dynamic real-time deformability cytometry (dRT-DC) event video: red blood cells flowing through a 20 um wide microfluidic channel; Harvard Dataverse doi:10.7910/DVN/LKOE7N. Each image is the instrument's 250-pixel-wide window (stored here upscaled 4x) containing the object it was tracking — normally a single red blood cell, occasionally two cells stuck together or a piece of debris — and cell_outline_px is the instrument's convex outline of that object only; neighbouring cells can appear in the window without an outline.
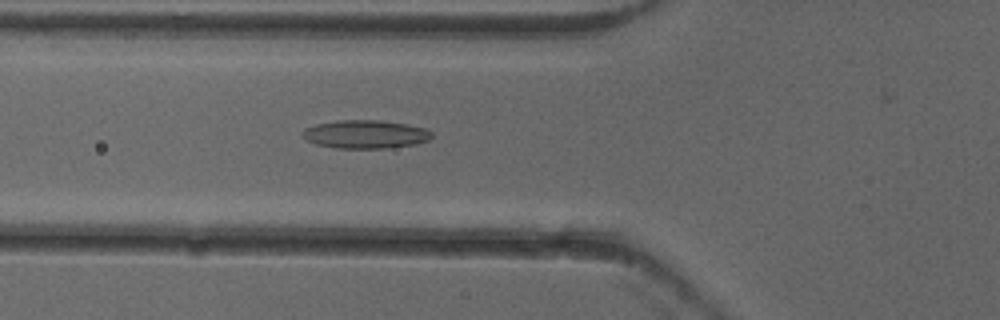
{"species": "common noctule bat (a hibernating species)", "species_latin": "Nyctalus noctula", "temperature_condition": "cold", "stored_images_in_passage": 37, "camera_frame_rate_fps": 3000, "um_per_image_px": 0.085, "animal": {"sex": "female"}, "frame": {"image": 1, "passage_image": 6, "time_ms": 1.667, "image_size_px": [1000, 320], "cell_outline_px": [[432, 136], [428, 140], [416, 144], [388, 148], [336, 148], [316, 144], [308, 140], [300, 132], [304, 128], [316, 124], [340, 120], [380, 120], [408, 124], [424, 128], [432, 132]], "centroid_in_image_um": [31.06, 11.41], "position_along_channel_um": 94.7, "area_um2": 21.33}}
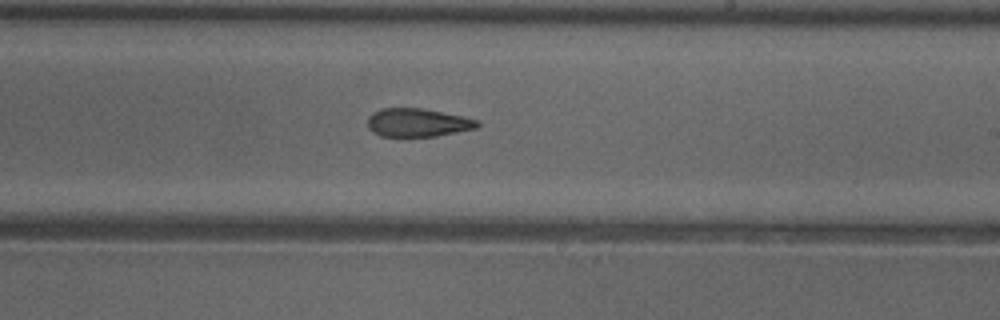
{"frame": {"image": 2, "passage_image": 18, "time_ms": 5.667, "image_size_px": [1000, 320], "cell_outline_px": [[480, 124], [476, 128], [436, 136], [380, 136], [372, 132], [368, 128], [368, 116], [372, 112], [380, 108], [420, 108], [464, 116], [476, 120]], "centroid_in_image_um": [35.46, 10.41], "position_along_channel_um": 253.5, "area_um2": 18.09}}
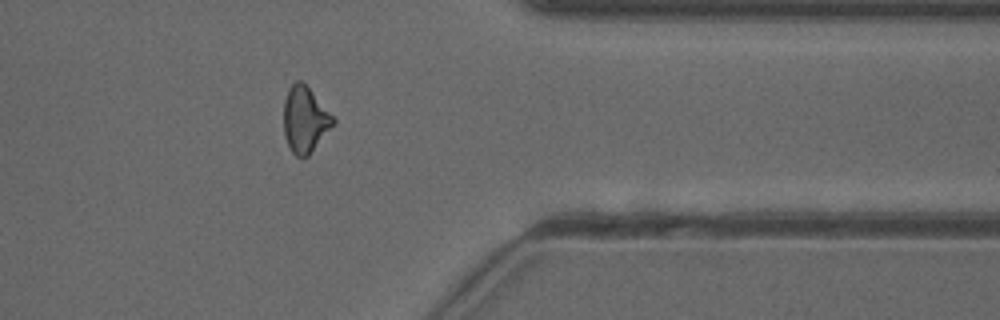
{"frame": {"image": 3, "passage_image": 29, "time_ms": 9.333, "image_size_px": [1000, 320], "cell_outline_px": [[336, 120], [308, 156], [296, 156], [292, 152], [284, 136], [284, 100], [288, 88], [296, 80], [300, 80], [308, 88]], "centroid_in_image_um": [25.88, 10.16], "position_along_channel_um": 385.5, "area_um2": 18.44}, "authors_computed_cell_mechanics": {"area_um2": 18.9584, "velocity_mm_per_s": 3.9548, "shape_relaxation_time_tau1_ms": null, "shape_relaxation_time_tau2_ms": 3.175, "deformation_change_tau1": null, "deformation_change_tau2": 0.1191}}